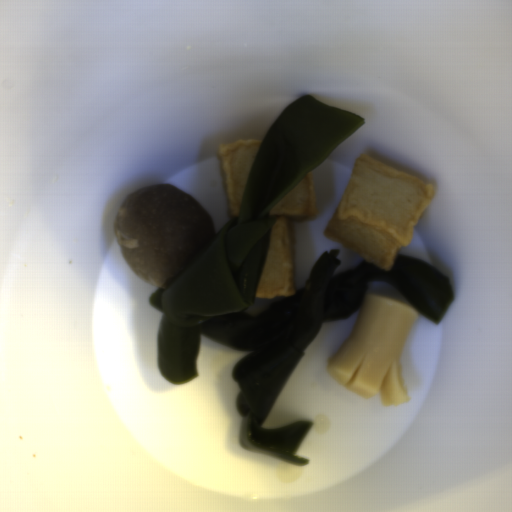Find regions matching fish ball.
<instances>
[{"label":"fish ball","instance_id":"fish-ball-1","mask_svg":"<svg viewBox=\"0 0 512 512\" xmlns=\"http://www.w3.org/2000/svg\"><path fill=\"white\" fill-rule=\"evenodd\" d=\"M434 187L364 153L352 164L325 235L387 270L399 249L413 240L414 225L431 203Z\"/></svg>","mask_w":512,"mask_h":512},{"label":"fish ball","instance_id":"fish-ball-2","mask_svg":"<svg viewBox=\"0 0 512 512\" xmlns=\"http://www.w3.org/2000/svg\"><path fill=\"white\" fill-rule=\"evenodd\" d=\"M268 248L255 298L273 299L296 294L294 286L292 221L315 217L318 206L313 173L307 172L270 210Z\"/></svg>","mask_w":512,"mask_h":512},{"label":"fish ball","instance_id":"fish-ball-3","mask_svg":"<svg viewBox=\"0 0 512 512\" xmlns=\"http://www.w3.org/2000/svg\"><path fill=\"white\" fill-rule=\"evenodd\" d=\"M263 139H240L219 145L217 158L229 216L236 217L244 189Z\"/></svg>","mask_w":512,"mask_h":512}]
</instances>
